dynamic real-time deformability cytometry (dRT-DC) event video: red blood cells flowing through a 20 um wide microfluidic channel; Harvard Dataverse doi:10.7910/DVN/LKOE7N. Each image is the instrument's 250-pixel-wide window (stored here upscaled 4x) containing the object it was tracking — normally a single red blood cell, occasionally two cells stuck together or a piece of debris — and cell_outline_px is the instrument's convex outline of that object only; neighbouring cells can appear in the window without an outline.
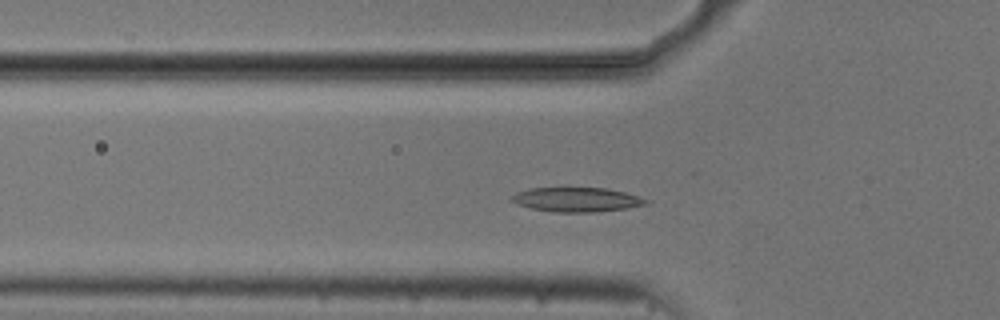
{"species": "common noctule bat (a hibernating species)", "species_latin": "Nyctalus noctula", "temperature_condition": "cold", "stored_images_in_passage": 49, "camera_frame_rate_fps": 3000, "um_per_image_px": 0.085, "animal": {"sex": "male", "body_mass_g": 20.5, "forearm_length_mm": 52.5}, "frame": {"image": 1, "passage_image": 13, "time_ms": 4.0, "image_size_px": [1000, 320], "cell_outline_px": [[652, 200], [648, 204], [628, 208], [596, 212], [552, 212], [532, 208], [520, 204], [512, 200], [508, 196], [516, 192], [532, 188], [608, 188], [624, 192]], "centroid_in_image_um": [49.07, 16.96], "position_along_channel_um": 76.7, "area_um2": 19.13}}
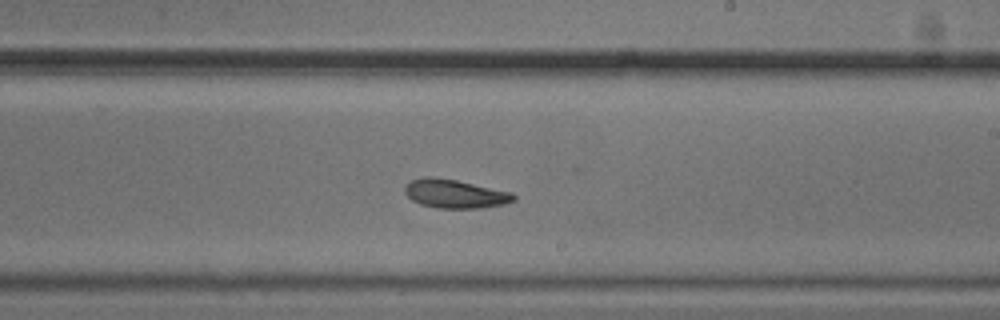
{"frame": {"image": 2, "passage_image": 27, "time_ms": 8.667, "image_size_px": [1000, 320], "cell_outline_px": [[516, 200], [504, 204], [480, 208], [436, 208], [420, 204], [412, 200], [404, 192], [404, 188], [412, 180], [428, 176], [432, 176], [456, 180], [512, 192], [516, 196]], "centroid_in_image_um": [38.69, 16.48], "position_along_channel_um": 250.3, "area_um2": 18.15}}
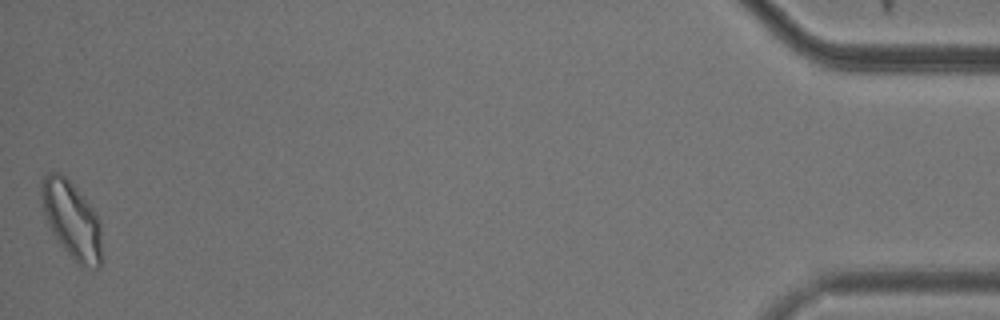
{"frame": {"image": 3, "passage_image": 49, "time_ms": 16.0, "image_size_px": [1000, 320], "cell_outline_px": [[100, 268], [92, 268], [80, 264], [60, 244], [52, 232], [48, 224], [44, 212], [40, 196], [40, 184], [44, 176], [48, 172], [60, 172], [76, 188], [96, 212], [100, 224]], "centroid_in_image_um": [6.07, 18.63], "position_along_channel_um": 429.1, "area_um2": 26.65}, "authors_computed_cell_mechanics": {"area_um2": 19.1896, "velocity_mm_per_s": 3.7096, "shape_relaxation_time_tau1_ms": null, "shape_relaxation_time_tau2_ms": 7.542, "deformation_change_tau1": null, "deformation_change_tau2": 0.1367}}